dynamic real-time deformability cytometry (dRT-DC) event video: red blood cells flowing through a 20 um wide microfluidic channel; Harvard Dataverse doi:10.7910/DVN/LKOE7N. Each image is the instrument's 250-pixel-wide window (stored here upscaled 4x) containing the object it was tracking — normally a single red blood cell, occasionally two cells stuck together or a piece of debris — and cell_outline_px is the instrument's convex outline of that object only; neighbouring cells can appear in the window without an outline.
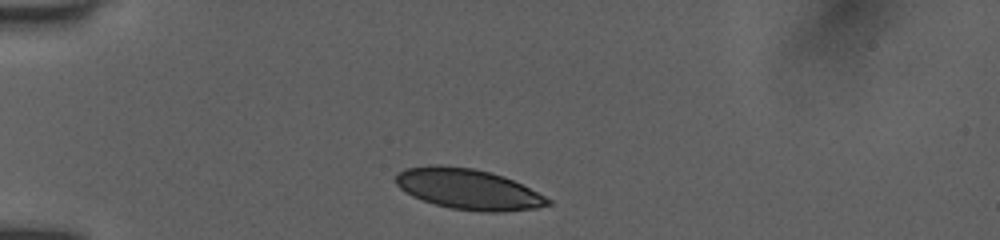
{"species": "human", "species_latin": "Homo sapiens", "temperature_condition": "room temperature", "stored_images_in_passage": 8, "camera_frame_rate_fps": 3000, "um_per_image_px": 0.085, "donor": {"sex": "female"}, "frame": {"image": 1, "passage_image": 1, "time_ms": 0.0, "image_size_px": [1000, 240], "cell_outline_px": [[552, 204], [536, 208], [504, 212], [480, 212], [452, 208], [436, 204], [412, 196], [400, 188], [396, 184], [396, 172], [404, 168], [428, 164], [440, 164], [472, 168], [492, 172], [504, 176], [552, 200]], "centroid_in_image_um": [39.77, 16.06], "position_along_channel_um": 45.2, "area_um2": 36.07}}
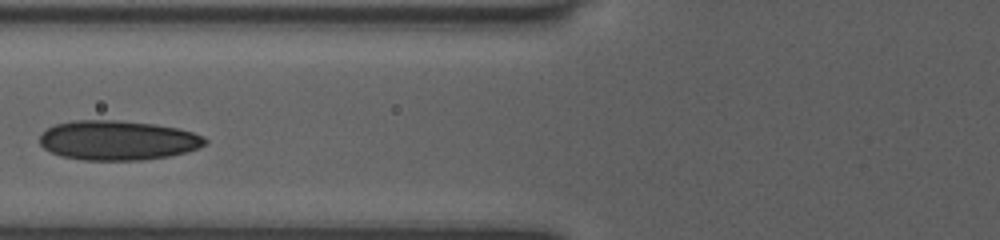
{"frame": {"image": 2, "passage_image": 4, "time_ms": 2.667, "image_size_px": [1000, 240], "cell_outline_px": [[208, 140], [204, 144], [196, 148], [184, 152], [168, 156], [140, 160], [84, 160], [60, 156], [44, 148], [40, 144], [40, 132], [56, 124], [76, 120], [116, 120], [156, 124], [180, 128], [204, 136]], "centroid_in_image_um": [9.99, 11.92], "position_along_channel_um": 115.8, "area_um2": 38.15}}
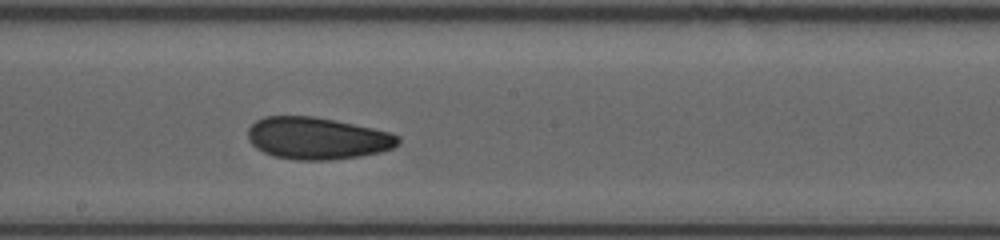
{"frame": {"image": 3, "passage_image": 7, "time_ms": 5.333, "image_size_px": [1000, 240], "cell_outline_px": [[400, 144], [392, 148], [380, 152], [360, 156], [328, 160], [296, 160], [272, 156], [256, 148], [248, 140], [248, 128], [256, 120], [264, 116], [316, 116], [372, 128], [388, 132], [400, 136]], "centroid_in_image_um": [26.95, 11.75], "position_along_channel_um": 221.3, "area_um2": 36.93}}